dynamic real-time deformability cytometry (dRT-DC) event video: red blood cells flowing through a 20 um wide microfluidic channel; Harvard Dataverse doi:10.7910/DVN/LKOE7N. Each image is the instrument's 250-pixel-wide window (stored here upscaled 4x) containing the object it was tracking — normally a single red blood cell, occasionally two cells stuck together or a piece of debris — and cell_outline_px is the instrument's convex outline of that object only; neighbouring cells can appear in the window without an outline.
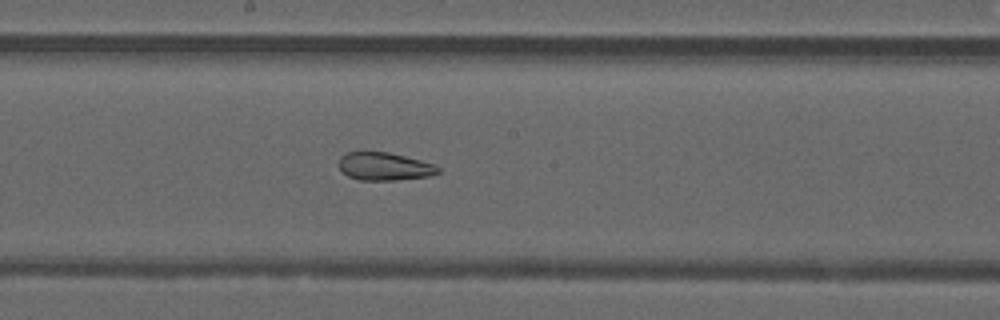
{"species": "common noctule bat (a hibernating species)", "species_latin": "Nyctalus noctula", "temperature_condition": "warm", "stored_images_in_passage": 48, "camera_frame_rate_fps": 3000, "um_per_image_px": 0.085, "animal": {"sex": "male", "forearm_length_mm": 52.5}, "frame": {"image": 1, "passage_image": 26, "time_ms": 8.333, "image_size_px": [1000, 320], "cell_outline_px": [[440, 172], [428, 176], [396, 180], [360, 180], [348, 176], [340, 168], [340, 156], [348, 152], [388, 152], [436, 164], [440, 168]], "centroid_in_image_um": [32.7, 14.15], "position_along_channel_um": 215.5, "area_um2": 16.01}}
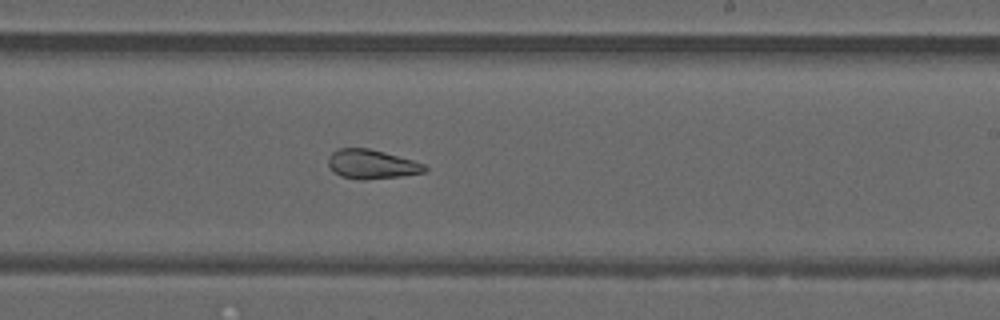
{"frame": {"image": 2, "passage_image": 29, "time_ms": 9.333, "image_size_px": [1000, 320], "cell_outline_px": [[428, 168], [424, 172], [400, 176], [360, 180], [340, 176], [332, 172], [328, 164], [328, 156], [332, 152], [340, 148], [368, 148], [384, 152], [412, 160], [424, 164]], "centroid_in_image_um": [31.55, 13.96], "position_along_channel_um": 257.5, "area_um2": 16.36}}
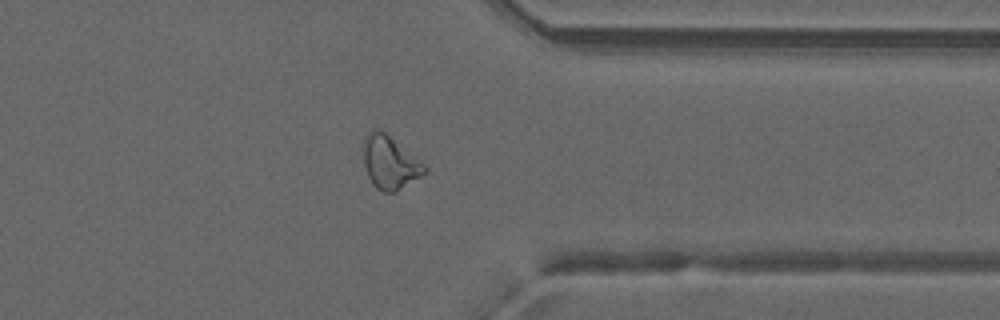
{"frame": {"image": 3, "passage_image": 38, "time_ms": 12.333, "image_size_px": [1000, 320], "cell_outline_px": [[428, 172], [396, 192], [384, 192], [376, 188], [372, 184], [368, 176], [364, 164], [364, 136], [372, 128], [376, 128], [384, 132], [424, 164], [428, 168]], "centroid_in_image_um": [33.13, 13.83], "position_along_channel_um": 378.3, "area_um2": 18.79}, "authors_computed_cell_mechanics": {"area_um2": 21.0392, "velocity_mm_per_s": 4.206, "shape_relaxation_time_tau1_ms": null, "shape_relaxation_time_tau2_ms": 1.2735, "deformation_change_tau1": null, "deformation_change_tau2": 0.0911}}